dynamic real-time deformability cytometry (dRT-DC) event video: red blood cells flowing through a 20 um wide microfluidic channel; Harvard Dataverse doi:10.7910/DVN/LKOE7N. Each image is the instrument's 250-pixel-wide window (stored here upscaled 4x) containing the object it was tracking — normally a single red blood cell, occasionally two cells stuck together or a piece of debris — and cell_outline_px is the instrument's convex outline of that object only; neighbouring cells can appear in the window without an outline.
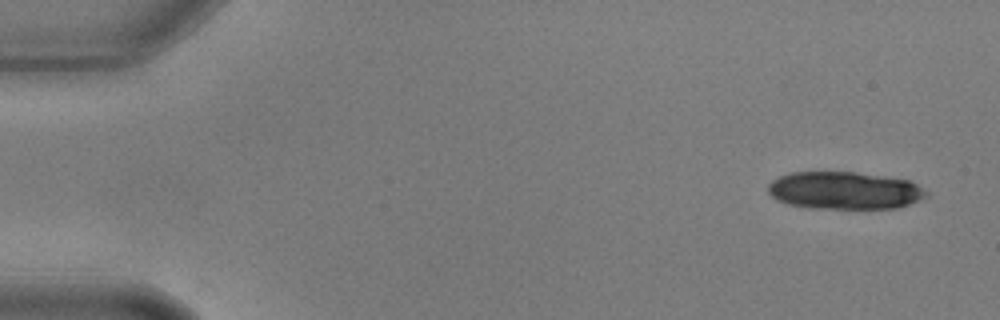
{"species": "common noctule bat (a hibernating species)", "species_latin": "Nyctalus noctula", "temperature_condition": "warm", "stored_images_in_passage": 18, "camera_frame_rate_fps": 3000, "um_per_image_px": 0.085, "animal": {"sex": "male", "body_mass_g": 17.9, "forearm_length_mm": 54.2}, "frame": {"image": 1, "passage_image": 3, "time_ms": 0.667, "image_size_px": [1000, 320], "cell_outline_px": [[928, 196], [920, 200], [896, 208], [808, 208], [788, 204], [776, 200], [768, 192], [768, 184], [772, 180], [788, 172], [856, 172], [908, 180], [916, 184], [928, 192]], "centroid_in_image_um": [71.75, 16.19], "position_along_channel_um": 13.3, "area_um2": 34.62}}